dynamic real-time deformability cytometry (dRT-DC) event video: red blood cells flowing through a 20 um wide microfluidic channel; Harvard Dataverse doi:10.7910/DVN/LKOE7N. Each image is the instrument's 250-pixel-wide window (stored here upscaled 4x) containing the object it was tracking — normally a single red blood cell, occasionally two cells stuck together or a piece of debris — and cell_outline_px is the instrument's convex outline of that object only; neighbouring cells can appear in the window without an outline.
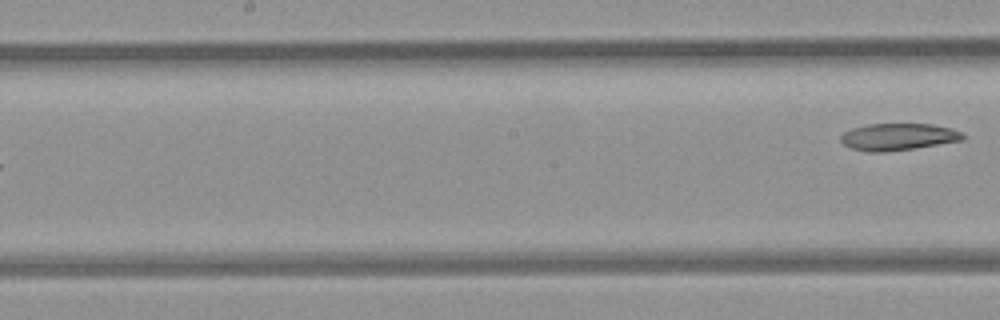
{"species": "common noctule bat (a hibernating species)", "species_latin": "Nyctalus noctula", "temperature_condition": "room temperature", "stored_images_in_passage": 8, "segment_of_instrument_passage": [2, 2], "camera_frame_rate_fps": 3000, "um_per_image_px": 0.085, "animal": {"sex": "female", "body_mass_g": 21.9}, "frame": {"image": 1, "passage_image": 8, "time_ms": 2.333, "image_size_px": [1000, 320], "cell_outline_px": [[964, 140], [916, 148], [884, 152], [868, 152], [852, 148], [844, 144], [840, 140], [840, 136], [844, 132], [852, 128], [868, 124], [932, 124], [952, 128], [960, 132], [964, 136]], "centroid_in_image_um": [76.34, 11.63], "position_along_channel_um": 171.9, "area_um2": 19.19}}